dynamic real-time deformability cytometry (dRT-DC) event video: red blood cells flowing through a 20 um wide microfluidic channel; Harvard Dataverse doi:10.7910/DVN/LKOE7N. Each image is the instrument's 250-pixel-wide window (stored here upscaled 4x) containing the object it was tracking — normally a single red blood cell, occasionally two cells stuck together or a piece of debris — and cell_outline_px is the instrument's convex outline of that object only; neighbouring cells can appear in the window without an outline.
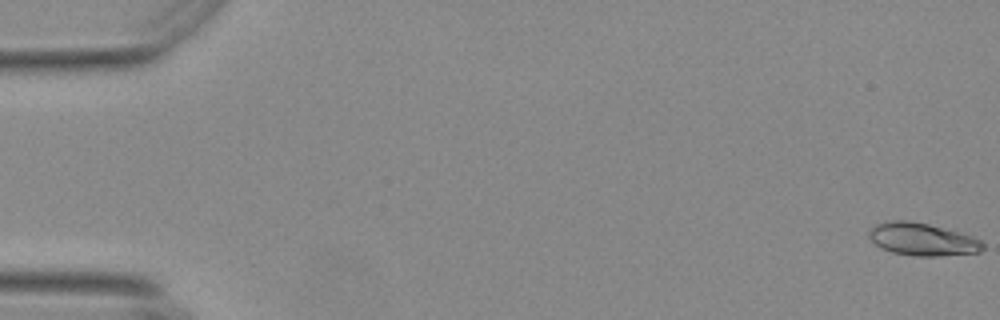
{"species": "Egyptian fruit bat (a non-hibernating species)", "species_latin": "Rousettus aegyptiacus", "temperature_condition": "warm", "stored_images_in_passage": 57, "camera_frame_rate_fps": 3000, "um_per_image_px": 0.085, "animal": {"sex": "female"}, "frame": {"image": 1, "passage_image": 1, "time_ms": 0.0, "image_size_px": [1000, 320], "cell_outline_px": [[984, 248], [980, 252], [940, 256], [916, 256], [892, 252], [880, 248], [868, 236], [868, 232], [876, 224], [888, 220], [908, 220], [928, 224], [960, 232], [972, 236], [980, 240], [984, 244]], "centroid_in_image_um": [78.4, 20.34], "position_along_channel_um": 6.6, "area_um2": 21.68}}
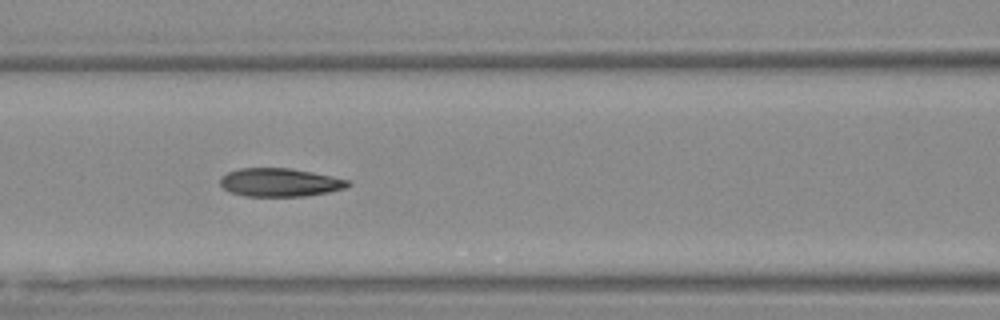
{"frame": {"image": 2, "passage_image": 25, "time_ms": 8.0, "image_size_px": [1000, 320], "cell_outline_px": [[352, 184], [348, 188], [328, 192], [304, 196], [244, 196], [232, 192], [224, 188], [220, 184], [220, 176], [228, 172], [240, 168], [288, 168], [312, 172], [332, 176], [348, 180]], "centroid_in_image_um": [23.81, 15.5], "position_along_channel_um": 142.8, "area_um2": 21.1}}
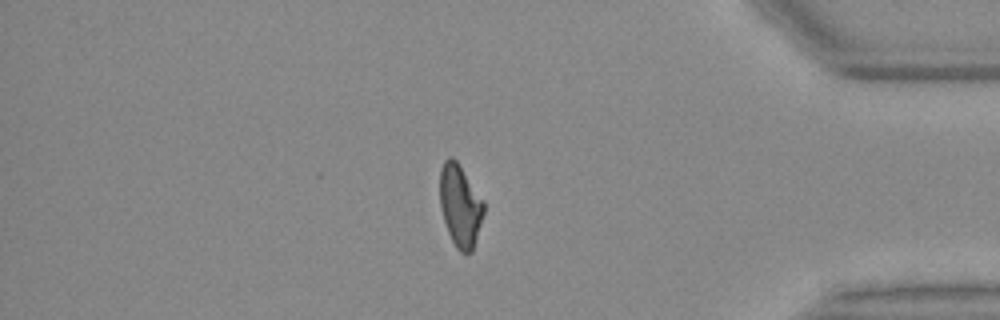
{"frame": {"image": 3, "passage_image": 48, "time_ms": 15.667, "image_size_px": [1000, 320], "cell_outline_px": [[484, 212], [472, 252], [464, 256], [456, 248], [448, 232], [444, 220], [440, 204], [440, 172], [444, 160], [448, 156], [452, 156], [456, 160], [484, 200]], "centroid_in_image_um": [39.12, 17.49], "position_along_channel_um": 396.1, "area_um2": 21.04}, "authors_computed_cell_mechanics": {"area_um2": 21.2704, "velocity_mm_per_s": 3.6988, "shape_relaxation_time_tau1_ms": 5.6841, "shape_relaxation_time_tau2_ms": 2.0432, "deformation_change_tau1": 0.1968, "deformation_change_tau2": 0.0925}}